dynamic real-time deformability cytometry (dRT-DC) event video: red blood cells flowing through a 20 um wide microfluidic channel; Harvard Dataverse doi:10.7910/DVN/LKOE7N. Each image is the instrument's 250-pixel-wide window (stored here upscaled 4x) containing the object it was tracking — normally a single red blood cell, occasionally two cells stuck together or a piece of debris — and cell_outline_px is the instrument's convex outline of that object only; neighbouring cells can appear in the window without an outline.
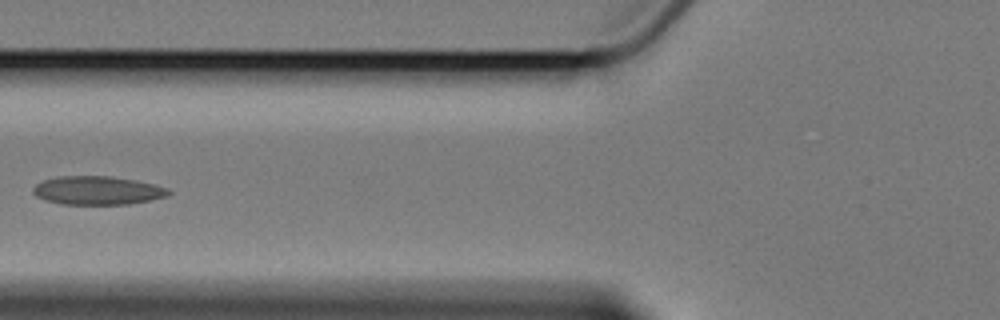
{"species": "Egyptian fruit bat (a non-hibernating species)", "species_latin": "Rousettus aegyptiacus", "temperature_condition": "cold", "stored_images_in_passage": 6, "camera_frame_rate_fps": 3000, "um_per_image_px": 0.085, "animal": {"sex": "female"}, "frame": {"image": 1, "passage_image": 6, "time_ms": 6.667, "image_size_px": [1000, 320], "cell_outline_px": [[172, 192], [168, 196], [128, 204], [60, 204], [44, 200], [36, 196], [32, 192], [32, 188], [36, 184], [44, 180], [60, 176], [108, 176], [136, 180], [168, 188]], "centroid_in_image_um": [8.26, 16.19], "position_along_channel_um": 117.5, "area_um2": 22.48}}